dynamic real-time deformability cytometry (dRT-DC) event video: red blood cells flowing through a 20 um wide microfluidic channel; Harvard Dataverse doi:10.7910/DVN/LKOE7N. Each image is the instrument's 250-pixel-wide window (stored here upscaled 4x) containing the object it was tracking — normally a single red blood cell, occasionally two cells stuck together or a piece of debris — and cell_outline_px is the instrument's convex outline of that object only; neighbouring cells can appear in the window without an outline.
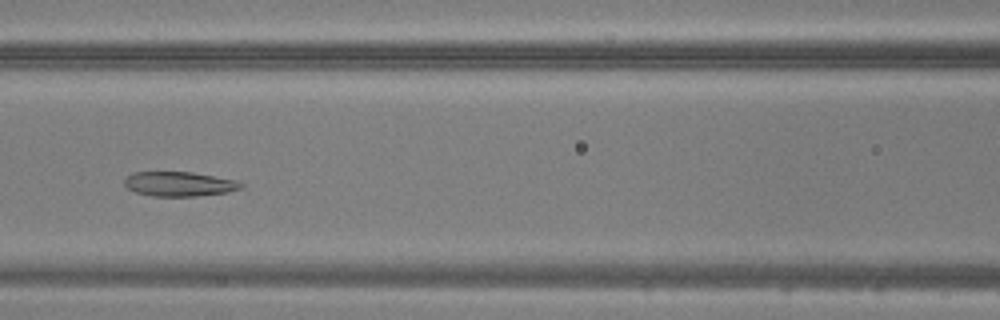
{"species": "common noctule bat (a hibernating species)", "species_latin": "Nyctalus noctula", "temperature_condition": "warm", "stored_images_in_passage": 42, "camera_frame_rate_fps": 3000, "um_per_image_px": 0.085, "animal": {"sex": "male", "body_mass_g": 20.5, "forearm_length_mm": 52.5}, "frame": {"image": 1, "passage_image": 16, "time_ms": 5.0, "image_size_px": [1000, 320], "cell_outline_px": [[244, 188], [228, 192], [196, 196], [152, 196], [136, 192], [128, 188], [124, 184], [124, 180], [132, 172], [192, 172], [236, 180], [244, 184]], "centroid_in_image_um": [15.26, 15.64], "position_along_channel_um": 151.3, "area_um2": 16.7}}
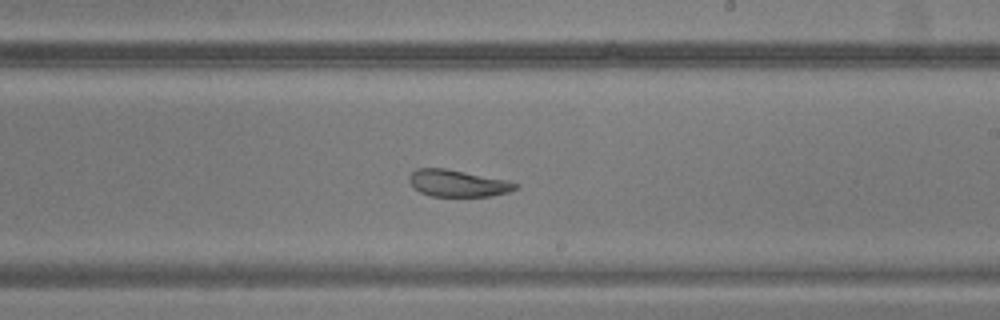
{"frame": {"image": 2, "passage_image": 23, "time_ms": 7.333, "image_size_px": [1000, 320], "cell_outline_px": [[520, 188], [508, 192], [492, 196], [432, 196], [420, 192], [408, 180], [408, 176], [416, 168], [444, 168], [508, 180], [520, 184]], "centroid_in_image_um": [38.95, 15.58], "position_along_channel_um": 250.0, "area_um2": 16.65}}
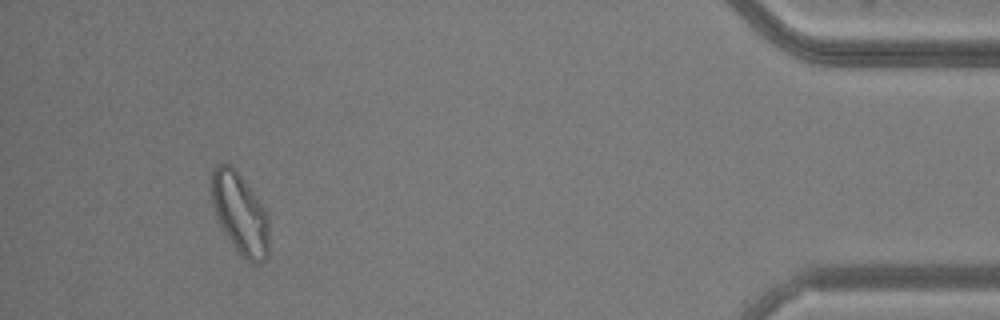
{"frame": {"image": 3, "passage_image": 39, "time_ms": 12.667, "image_size_px": [1000, 320], "cell_outline_px": [[268, 256], [264, 260], [256, 264], [252, 264], [232, 244], [220, 224], [216, 216], [212, 204], [212, 172], [216, 164], [228, 164], [236, 168], [256, 196], [268, 216]], "centroid_in_image_um": [20.4, 18.13], "position_along_channel_um": 414.8, "area_um2": 26.82}}